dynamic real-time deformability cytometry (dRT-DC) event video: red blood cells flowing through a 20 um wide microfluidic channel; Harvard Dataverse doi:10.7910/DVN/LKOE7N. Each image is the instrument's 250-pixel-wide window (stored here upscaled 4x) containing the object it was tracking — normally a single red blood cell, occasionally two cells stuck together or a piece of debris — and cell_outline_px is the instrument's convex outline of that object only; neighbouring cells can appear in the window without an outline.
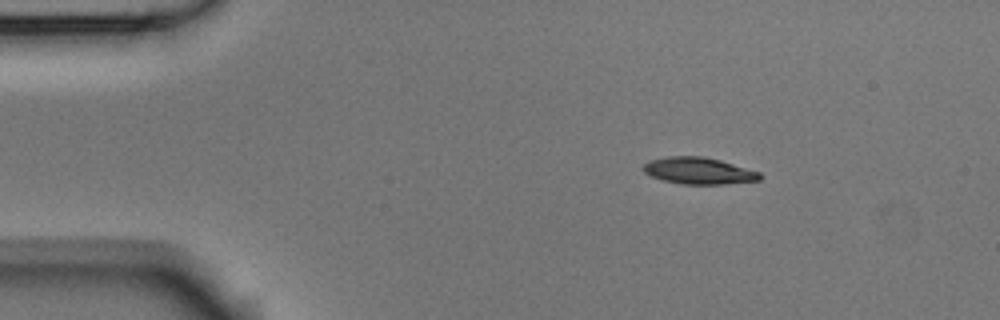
{"species": "Egyptian fruit bat (a non-hibernating species)", "species_latin": "Rousettus aegyptiacus", "temperature_condition": "room temperature", "stored_images_in_passage": 3, "camera_frame_rate_fps": 3000, "um_per_image_px": 0.085, "animal": {"sex": "male"}, "frame": {"image": 1, "passage_image": 1, "time_ms": 0.0, "image_size_px": [1000, 320], "cell_outline_px": [[764, 176], [760, 180], [724, 184], [680, 184], [664, 180], [652, 176], [644, 172], [644, 164], [652, 160], [668, 156], [704, 156], [720, 160], [760, 172]], "centroid_in_image_um": [59.43, 14.52], "position_along_channel_um": 25.6, "area_um2": 18.03}}